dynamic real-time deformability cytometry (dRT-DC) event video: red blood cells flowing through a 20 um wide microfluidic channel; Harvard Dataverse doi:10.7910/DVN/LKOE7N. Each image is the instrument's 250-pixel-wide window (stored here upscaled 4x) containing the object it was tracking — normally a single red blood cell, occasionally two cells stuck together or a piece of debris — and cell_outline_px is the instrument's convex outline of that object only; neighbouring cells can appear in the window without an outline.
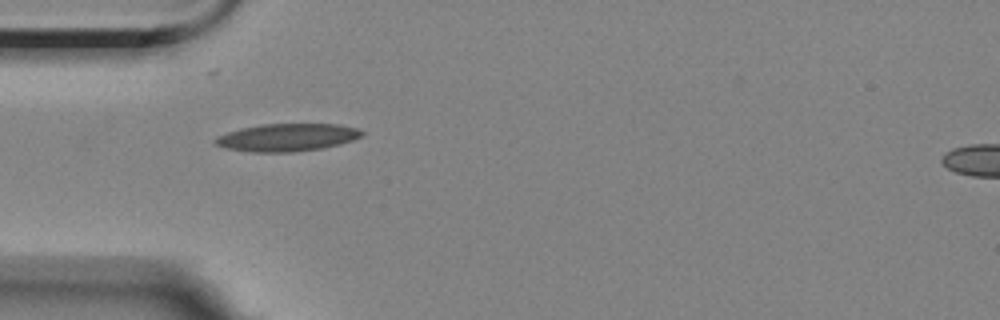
{"species": "Egyptian fruit bat (a non-hibernating species)", "species_latin": "Rousettus aegyptiacus", "temperature_condition": "room temperature", "stored_images_in_passage": 3, "camera_frame_rate_fps": 3000, "um_per_image_px": 0.085, "animal": {"sex": "female"}, "frame": {"image": 1, "passage_image": 1, "time_ms": 0.0, "image_size_px": [1000, 320], "cell_outline_px": [[364, 136], [340, 144], [324, 148], [292, 152], [252, 152], [224, 148], [212, 144], [212, 140], [216, 136], [240, 128], [260, 124], [340, 124], [356, 128], [364, 132]], "centroid_in_image_um": [24.37, 11.68], "position_along_channel_um": 60.6, "area_um2": 23.93}}
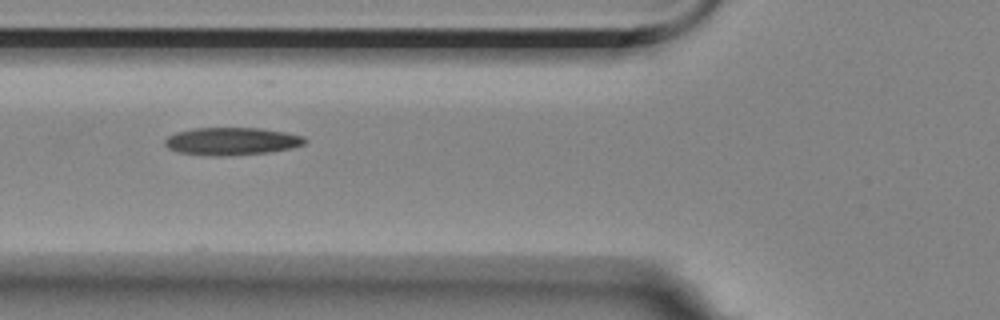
{"frame": {"image": 2, "passage_image": 2, "time_ms": 1.333, "image_size_px": [1000, 320], "cell_outline_px": [[308, 140], [304, 144], [292, 148], [268, 152], [180, 152], [168, 148], [164, 144], [164, 140], [168, 136], [176, 132], [192, 128], [260, 128], [284, 132], [304, 136]], "centroid_in_image_um": [19.75, 11.93], "position_along_channel_um": 106.0, "area_um2": 21.1}}
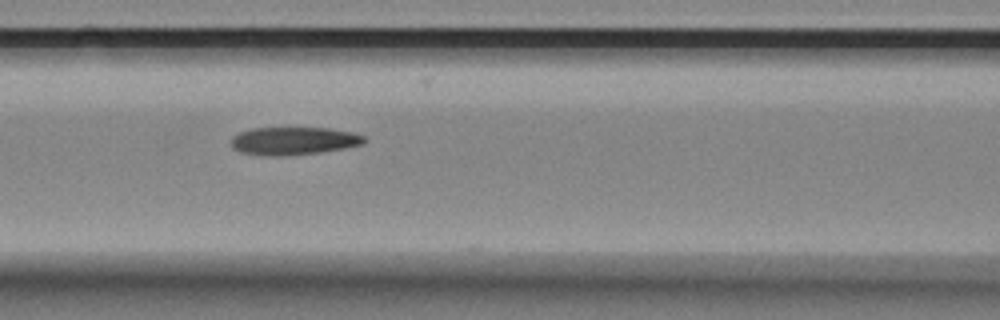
{"frame": {"image": 3, "passage_image": 3, "time_ms": 2.333, "image_size_px": [1000, 320], "cell_outline_px": [[368, 140], [364, 144], [344, 148], [320, 152], [284, 156], [276, 156], [240, 152], [232, 148], [232, 136], [240, 132], [252, 128], [328, 128], [356, 132], [364, 136]], "centroid_in_image_um": [25.01, 11.97], "position_along_channel_um": 141.6, "area_um2": 21.68}}